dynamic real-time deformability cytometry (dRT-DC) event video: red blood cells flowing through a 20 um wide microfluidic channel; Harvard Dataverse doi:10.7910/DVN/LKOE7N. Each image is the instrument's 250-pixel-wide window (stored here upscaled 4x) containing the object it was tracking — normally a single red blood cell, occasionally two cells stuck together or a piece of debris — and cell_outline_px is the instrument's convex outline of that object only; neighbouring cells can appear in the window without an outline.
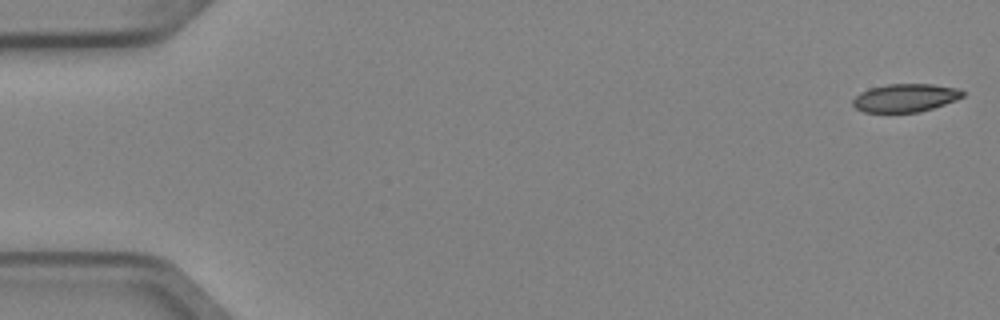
{"species": "Egyptian fruit bat (a non-hibernating species)", "species_latin": "Rousettus aegyptiacus", "temperature_condition": "cold", "stored_images_in_passage": 4, "camera_frame_rate_fps": 3000, "um_per_image_px": 0.085, "animal": {"sex": "female"}, "frame": {"image": 1, "passage_image": 1, "time_ms": 0.0, "image_size_px": [1000, 320], "cell_outline_px": [[964, 96], [956, 100], [932, 108], [916, 112], [864, 112], [856, 108], [852, 104], [852, 100], [860, 92], [872, 88], [888, 84], [932, 84], [960, 88], [964, 92]], "centroid_in_image_um": [76.97, 8.31], "position_along_channel_um": 8.0, "area_um2": 17.92}}